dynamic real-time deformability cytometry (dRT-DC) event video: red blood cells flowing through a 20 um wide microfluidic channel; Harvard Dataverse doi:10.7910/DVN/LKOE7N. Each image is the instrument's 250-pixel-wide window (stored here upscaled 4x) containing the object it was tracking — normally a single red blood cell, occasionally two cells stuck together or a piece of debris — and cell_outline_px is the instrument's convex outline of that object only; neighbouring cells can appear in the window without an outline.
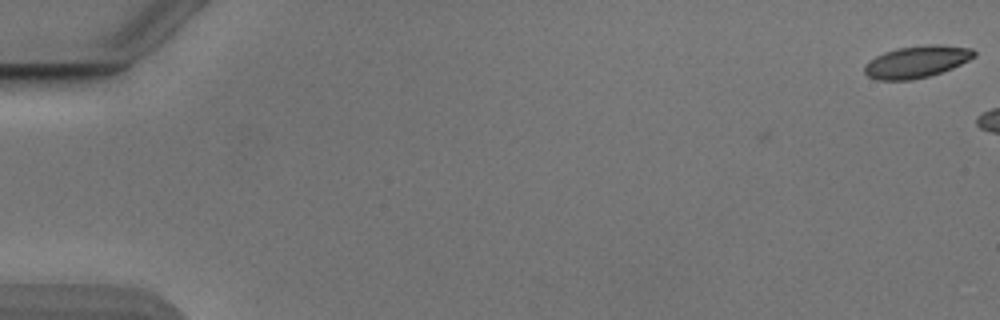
{"species": "Egyptian fruit bat (a non-hibernating species)", "species_latin": "Rousettus aegyptiacus", "temperature_condition": "cold", "stored_images_in_passage": 3, "camera_frame_rate_fps": 3000, "um_per_image_px": 0.085, "animal": {"sex": "male"}, "frame": {"image": 1, "passage_image": 3, "time_ms": 0.667, "image_size_px": [1000, 320], "cell_outline_px": [[976, 56], [952, 68], [928, 76], [912, 80], [876, 80], [868, 76], [864, 72], [864, 64], [868, 60], [884, 52], [896, 48], [928, 44], [940, 44], [972, 48], [976, 52]], "centroid_in_image_um": [77.9, 5.24], "position_along_channel_um": 7.1, "area_um2": 20.58}}